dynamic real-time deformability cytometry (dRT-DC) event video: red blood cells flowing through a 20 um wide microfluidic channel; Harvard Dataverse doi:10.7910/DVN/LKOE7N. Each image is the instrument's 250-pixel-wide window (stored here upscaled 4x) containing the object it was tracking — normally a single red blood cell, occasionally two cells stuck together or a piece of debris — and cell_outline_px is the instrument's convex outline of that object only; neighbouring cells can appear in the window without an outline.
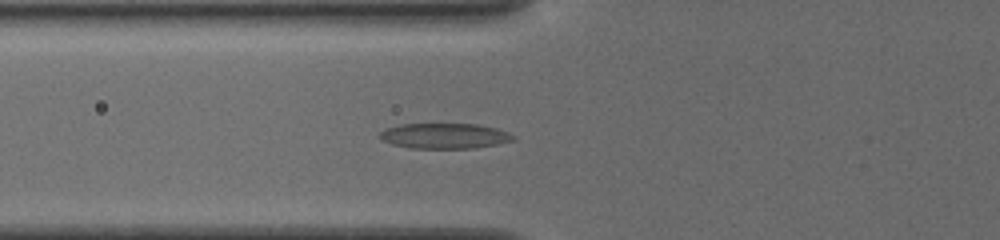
{"species": "common noctule bat (a hibernating species)", "species_latin": "Nyctalus noctula", "temperature_condition": "cold", "stored_images_in_passage": 45, "camera_frame_rate_fps": 3000, "um_per_image_px": 0.085, "animal": {"sex": "female", "body_mass_g": 19.5, "forearm_length_mm": 54.1}, "frame": {"image": 1, "passage_image": 12, "time_ms": 3.667, "image_size_px": [1000, 240], "cell_outline_px": [[516, 140], [496, 144], [472, 148], [408, 148], [392, 144], [380, 140], [380, 132], [384, 128], [400, 124], [476, 124], [496, 128], [508, 132], [516, 136]], "centroid_in_image_um": [37.77, 11.55], "position_along_channel_um": 88.0, "area_um2": 19.83}}
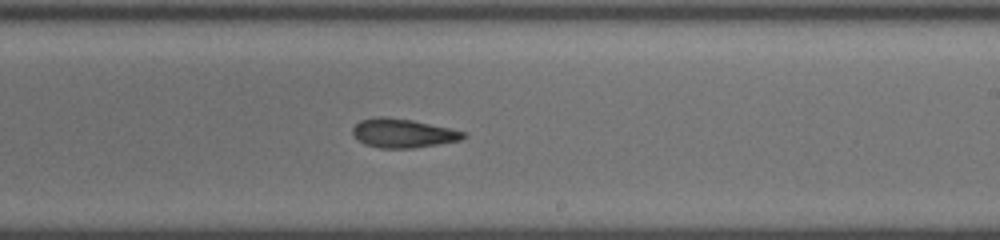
{"frame": {"image": 2, "passage_image": 25, "time_ms": 8.0, "image_size_px": [1000, 240], "cell_outline_px": [[468, 136], [460, 140], [412, 148], [380, 148], [364, 144], [352, 132], [352, 128], [360, 120], [376, 116], [384, 116], [412, 120], [448, 128], [464, 132]], "centroid_in_image_um": [34.22, 11.31], "position_along_channel_um": 254.8, "area_um2": 18.44}}
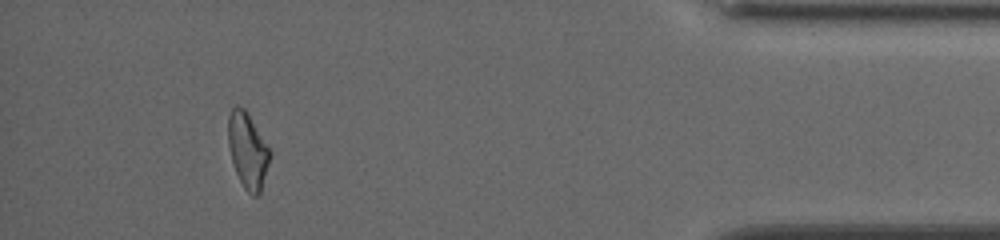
{"frame": {"image": 3, "passage_image": 41, "time_ms": 13.333, "image_size_px": [1000, 240], "cell_outline_px": [[272, 152], [260, 192], [256, 196], [252, 196], [244, 188], [236, 172], [232, 160], [228, 144], [228, 116], [232, 108], [236, 104], [244, 108], [248, 112]], "centroid_in_image_um": [21.06, 12.75], "position_along_channel_um": 414.1, "area_um2": 18.38}, "authors_computed_cell_mechanics": {"area_um2": 18.9006, "velocity_mm_per_s": 3.8512, "shape_relaxation_time_tau1_ms": 6.4453, "shape_relaxation_time_tau2_ms": 5.6113, "deformation_change_tau1": 0.1728, "deformation_change_tau2": 0.1529}}